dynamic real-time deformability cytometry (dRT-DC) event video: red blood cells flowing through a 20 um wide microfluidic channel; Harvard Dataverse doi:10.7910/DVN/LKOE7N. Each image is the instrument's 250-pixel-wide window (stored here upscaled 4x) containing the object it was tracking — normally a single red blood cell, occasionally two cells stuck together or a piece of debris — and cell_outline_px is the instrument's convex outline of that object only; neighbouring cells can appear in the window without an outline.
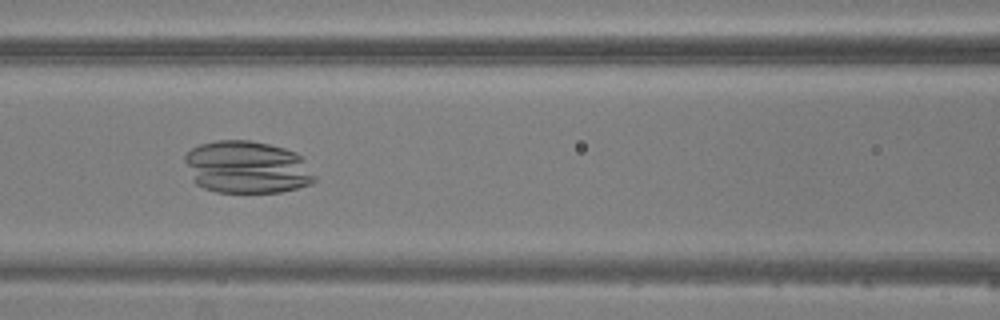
{"species": "common noctule bat (a hibernating species)", "species_latin": "Nyctalus noctula", "temperature_condition": "warm", "stored_images_in_passage": 7, "camera_frame_rate_fps": 3000, "um_per_image_px": 0.085, "animal": {"sex": "male", "body_mass_g": 20.5, "forearm_length_mm": 52.5}, "frame": {"image": 1, "passage_image": 7, "time_ms": 7.0, "image_size_px": [1000, 320], "cell_outline_px": [[316, 180], [312, 184], [280, 192], [216, 192], [204, 188], [196, 184], [192, 180], [184, 160], [184, 156], [192, 148], [200, 144], [216, 140], [248, 140], [268, 144], [284, 148], [296, 152], [304, 160], [316, 176]], "centroid_in_image_um": [20.99, 14.22], "position_along_channel_um": 145.6, "area_um2": 39.82}}